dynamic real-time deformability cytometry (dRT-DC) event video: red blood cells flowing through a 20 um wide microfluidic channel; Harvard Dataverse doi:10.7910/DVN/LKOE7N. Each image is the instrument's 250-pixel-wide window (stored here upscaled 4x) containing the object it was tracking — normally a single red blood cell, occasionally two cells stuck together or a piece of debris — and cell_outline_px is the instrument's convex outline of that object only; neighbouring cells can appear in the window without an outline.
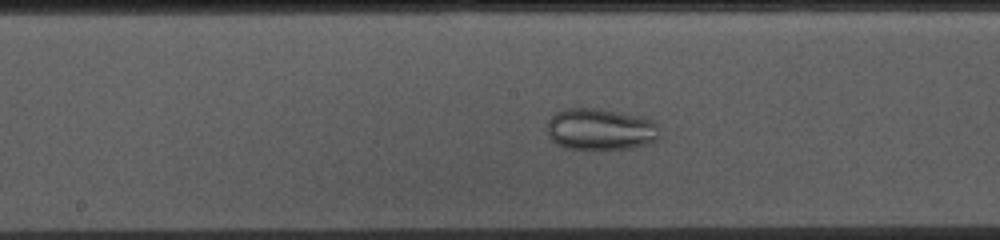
{"species": "common noctule bat (a hibernating species)", "species_latin": "Nyctalus noctula", "temperature_condition": "cold", "stored_images_in_passage": 53, "camera_frame_rate_fps": 3000, "um_per_image_px": 0.085, "animal": {"sex": "female", "body_mass_g": 10.0, "forearm_length_mm": 53.1}, "frame": {"image": 1, "passage_image": 26, "time_ms": 8.333, "image_size_px": [1000, 240], "cell_outline_px": [[660, 136], [652, 144], [632, 148], [592, 152], [564, 148], [556, 144], [548, 136], [544, 128], [548, 120], [560, 108], [600, 108], [644, 116], [652, 120], [656, 124]], "centroid_in_image_um": [51.01, 11.02], "position_along_channel_um": 197.2, "area_um2": 28.84}}
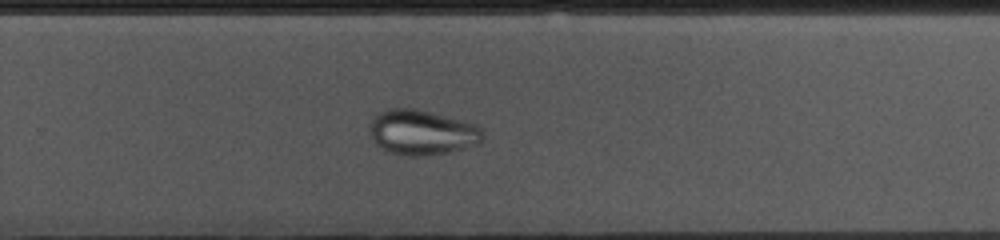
{"frame": {"image": 2, "passage_image": 34, "time_ms": 11.0, "image_size_px": [1000, 240], "cell_outline_px": [[484, 136], [480, 144], [448, 152], [420, 156], [408, 156], [392, 152], [376, 144], [368, 128], [372, 120], [380, 112], [388, 108], [416, 108], [476, 124], [484, 132]], "centroid_in_image_um": [35.9, 11.24], "position_along_channel_um": 293.9, "area_um2": 29.54}}
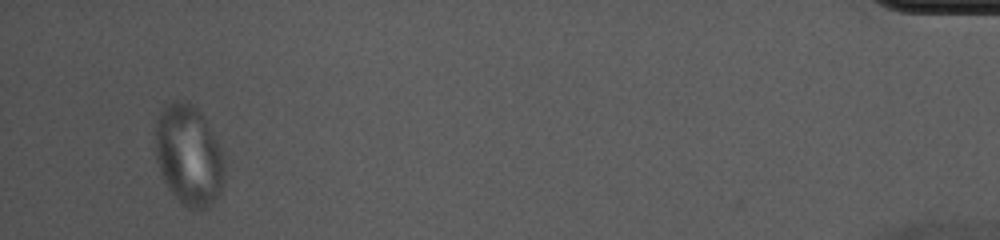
{"frame": {"image": 3, "passage_image": 51, "time_ms": 16.667, "image_size_px": [1000, 240], "cell_outline_px": [[224, 172], [220, 192], [208, 208], [188, 208], [168, 188], [164, 180], [156, 156], [156, 120], [160, 108], [164, 104], [172, 100], [188, 100], [200, 112], [216, 140], [220, 148], [224, 160]], "centroid_in_image_um": [16.02, 13.14], "position_along_channel_um": 419.2, "area_um2": 40.11}}